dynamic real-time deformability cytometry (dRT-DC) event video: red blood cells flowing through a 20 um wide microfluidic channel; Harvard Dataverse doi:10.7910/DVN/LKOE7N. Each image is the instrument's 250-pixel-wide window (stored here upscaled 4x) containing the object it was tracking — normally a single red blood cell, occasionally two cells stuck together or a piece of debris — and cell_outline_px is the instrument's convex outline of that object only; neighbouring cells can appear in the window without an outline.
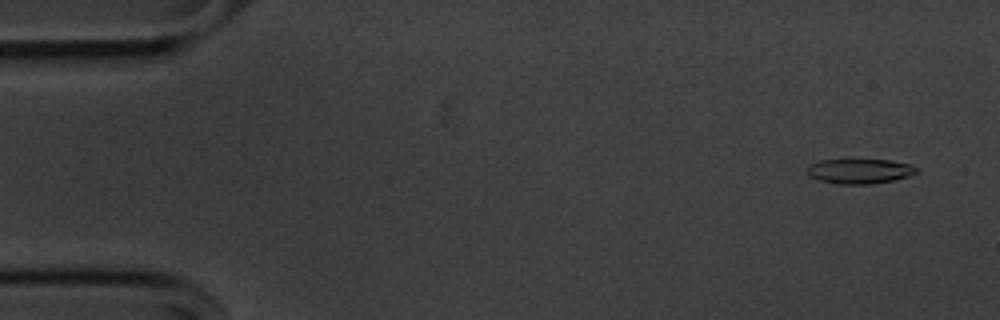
{"species": "common noctule bat (a hibernating species)", "species_latin": "Nyctalus noctula", "temperature_condition": "cold", "stored_images_in_passage": 55, "camera_frame_rate_fps": 3000, "um_per_image_px": 0.085, "animal": {"sex": "male", "body_mass_g": 20.1, "forearm_length_mm": 53.5}, "frame": {"image": 1, "passage_image": 3, "time_ms": 0.667, "image_size_px": [1000, 320], "cell_outline_px": [[916, 172], [908, 176], [892, 180], [872, 184], [840, 184], [820, 180], [812, 176], [808, 172], [808, 164], [820, 160], [888, 160], [908, 164], [916, 168]], "centroid_in_image_um": [73.04, 14.55], "position_along_channel_um": 12.0, "area_um2": 15.43}}
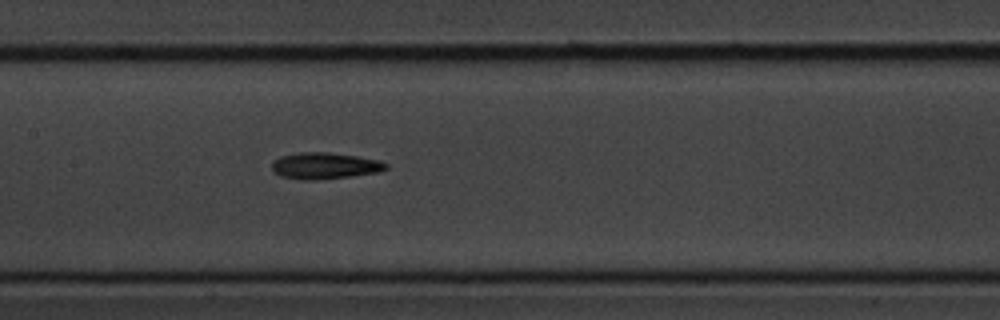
{"frame": {"image": 2, "passage_image": 26, "time_ms": 8.333, "image_size_px": [1000, 320], "cell_outline_px": [[388, 168], [380, 172], [348, 176], [312, 180], [300, 180], [280, 176], [272, 168], [272, 164], [280, 156], [300, 152], [328, 152], [356, 156], [380, 160], [388, 164]], "centroid_in_image_um": [27.62, 14.08], "position_along_channel_um": 179.8, "area_um2": 17.46}}
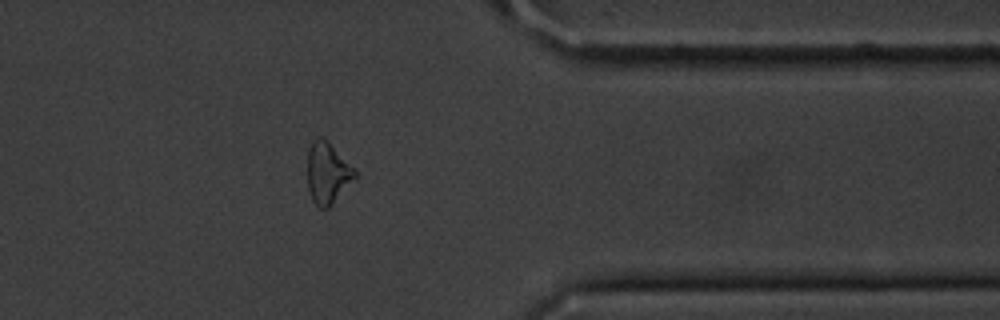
{"frame": {"image": 3, "passage_image": 44, "time_ms": 14.333, "image_size_px": [1000, 320], "cell_outline_px": [[356, 176], [332, 204], [328, 208], [320, 208], [312, 200], [308, 188], [308, 152], [312, 144], [320, 136], [328, 140], [356, 172]], "centroid_in_image_um": [27.82, 14.72], "position_along_channel_um": 383.6, "area_um2": 16.42}, "authors_computed_cell_mechanics": {"area_um2": 16.9354, "velocity_mm_per_s": 3.6222, "shape_relaxation_time_tau1_ms": 4.8281, "shape_relaxation_time_tau2_ms": 7.5441, "deformation_change_tau1": 0.1221, "deformation_change_tau2": 0.1955}}